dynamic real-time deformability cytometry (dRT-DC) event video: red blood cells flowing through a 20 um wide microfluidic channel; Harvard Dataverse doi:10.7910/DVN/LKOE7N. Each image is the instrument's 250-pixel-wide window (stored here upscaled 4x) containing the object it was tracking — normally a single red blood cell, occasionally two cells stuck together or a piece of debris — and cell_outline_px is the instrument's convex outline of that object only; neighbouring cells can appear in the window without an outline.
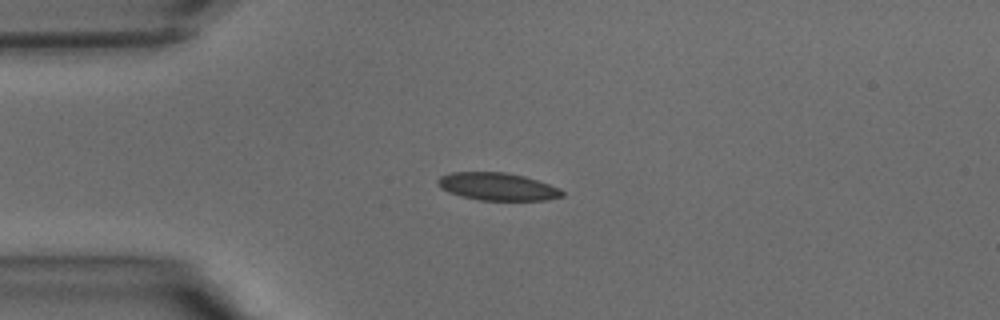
{"species": "common noctule bat (a hibernating species)", "species_latin": "Nyctalus noctula", "temperature_condition": "warm", "stored_images_in_passage": 39, "camera_frame_rate_fps": 3000, "um_per_image_px": 0.085, "animal": {"sex": "male", "body_mass_g": 15.6}, "frame": {"image": 1, "passage_image": 9, "time_ms": 2.667, "image_size_px": [1000, 320], "cell_outline_px": [[564, 196], [548, 200], [480, 200], [460, 196], [448, 192], [440, 188], [436, 184], [436, 180], [440, 176], [452, 172], [504, 172], [524, 176], [560, 188], [564, 192]], "centroid_in_image_um": [42.26, 15.86], "position_along_channel_um": 42.7, "area_um2": 20.11}}
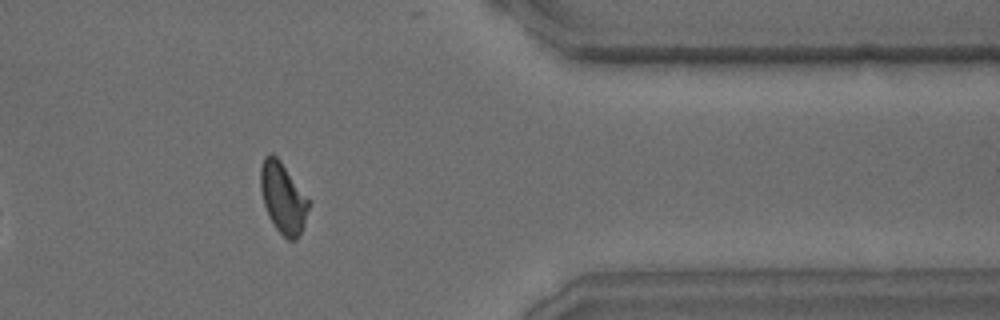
{"frame": {"image": 2, "passage_image": 32, "time_ms": 10.333, "image_size_px": [1000, 320], "cell_outline_px": [[312, 204], [304, 224], [296, 240], [288, 240], [276, 228], [268, 216], [264, 204], [260, 188], [260, 168], [264, 156], [268, 152], [272, 152], [280, 160], [312, 200]], "centroid_in_image_um": [24.09, 16.78], "position_along_channel_um": 387.3, "area_um2": 20.35}}
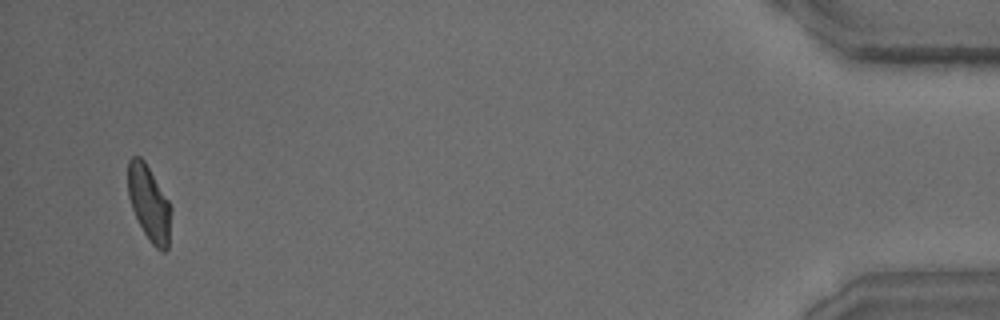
{"frame": {"image": 3, "passage_image": 38, "time_ms": 12.333, "image_size_px": [1000, 320], "cell_outline_px": [[172, 208], [168, 248], [164, 252], [160, 252], [152, 244], [144, 232], [132, 208], [128, 196], [128, 160], [132, 156], [140, 156], [144, 160], [168, 200]], "centroid_in_image_um": [12.68, 17.29], "position_along_channel_um": 422.5, "area_um2": 18.84}}